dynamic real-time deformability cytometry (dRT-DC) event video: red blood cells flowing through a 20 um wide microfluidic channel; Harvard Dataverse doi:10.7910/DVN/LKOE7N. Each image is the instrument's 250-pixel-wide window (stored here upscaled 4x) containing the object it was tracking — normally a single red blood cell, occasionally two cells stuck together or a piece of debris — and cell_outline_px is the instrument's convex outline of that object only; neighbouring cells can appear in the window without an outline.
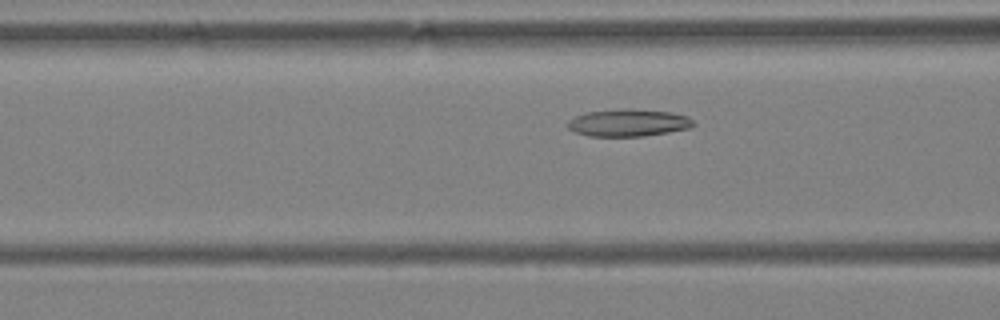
{"species": "Egyptian fruit bat (a non-hibernating species)", "species_latin": "Rousettus aegyptiacus", "temperature_condition": "warm", "stored_images_in_passage": 33, "segment_of_instrument_passage": [1, 2], "camera_frame_rate_fps": 3000, "um_per_image_px": 0.085, "animal": {"sex": "female"}, "frame": {"image": 1, "passage_image": 10, "time_ms": 3.0, "image_size_px": [1000, 320], "cell_outline_px": [[696, 124], [692, 128], [644, 136], [588, 136], [576, 132], [568, 128], [568, 120], [584, 112], [628, 108], [672, 112], [688, 116]], "centroid_in_image_um": [53.44, 10.43], "position_along_channel_um": 113.2, "area_um2": 20.11}}
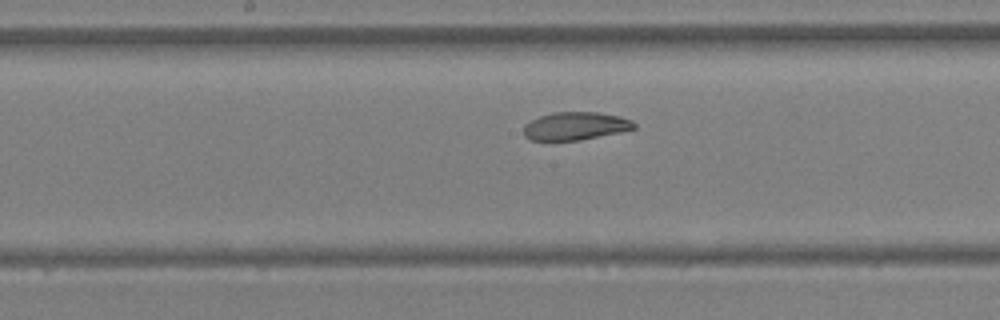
{"frame": {"image": 2, "passage_image": 17, "time_ms": 5.333, "image_size_px": [1000, 320], "cell_outline_px": [[636, 128], [620, 132], [580, 140], [528, 140], [524, 136], [524, 124], [540, 116], [552, 112], [596, 112], [620, 116], [632, 120], [636, 124]], "centroid_in_image_um": [48.91, 10.71], "position_along_channel_um": 199.3, "area_um2": 18.03}}
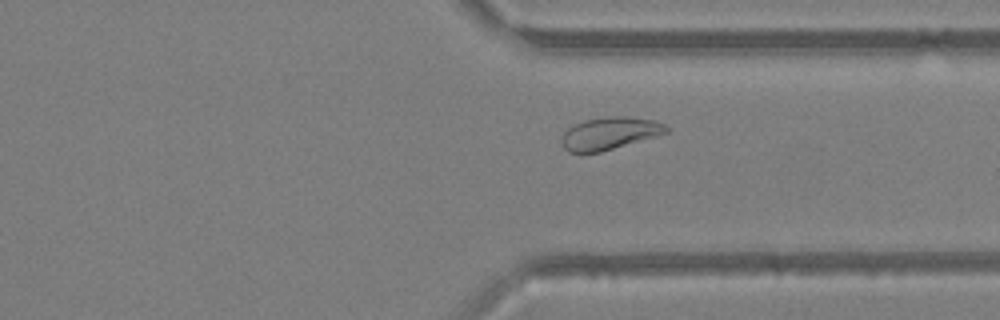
{"frame": {"image": 3, "passage_image": 30, "time_ms": 9.667, "image_size_px": [1000, 320], "cell_outline_px": [[668, 132], [600, 152], [580, 156], [568, 152], [564, 148], [560, 140], [564, 132], [568, 128], [584, 120], [612, 116], [628, 116], [656, 120], [664, 124], [668, 128]], "centroid_in_image_um": [51.75, 11.36], "position_along_channel_um": 359.7, "area_um2": 20.0}}